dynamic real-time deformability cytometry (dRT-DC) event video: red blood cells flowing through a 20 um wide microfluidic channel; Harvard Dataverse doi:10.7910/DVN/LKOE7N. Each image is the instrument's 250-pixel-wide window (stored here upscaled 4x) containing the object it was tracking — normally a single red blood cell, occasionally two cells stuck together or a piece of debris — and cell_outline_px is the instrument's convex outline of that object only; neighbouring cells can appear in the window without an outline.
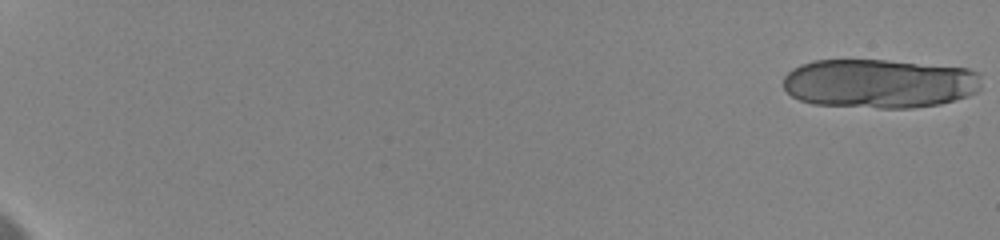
{"species": "human", "species_latin": "Homo sapiens", "temperature_condition": "cold", "stored_images_in_passage": 26, "camera_frame_rate_fps": 3000, "um_per_image_px": 0.085, "donor": {"sex": "female"}, "frame": {"image": 1, "passage_image": 1, "time_ms": 0.0, "image_size_px": [1000, 240], "cell_outline_px": [[980, 88], [976, 92], [968, 96], [940, 104], [912, 108], [880, 108], [812, 104], [800, 100], [792, 96], [784, 88], [784, 76], [792, 68], [800, 64], [816, 60], [884, 60], [968, 68], [980, 72]], "centroid_in_image_um": [74.75, 7.1], "position_along_channel_um": 10.2, "area_um2": 57.05}}